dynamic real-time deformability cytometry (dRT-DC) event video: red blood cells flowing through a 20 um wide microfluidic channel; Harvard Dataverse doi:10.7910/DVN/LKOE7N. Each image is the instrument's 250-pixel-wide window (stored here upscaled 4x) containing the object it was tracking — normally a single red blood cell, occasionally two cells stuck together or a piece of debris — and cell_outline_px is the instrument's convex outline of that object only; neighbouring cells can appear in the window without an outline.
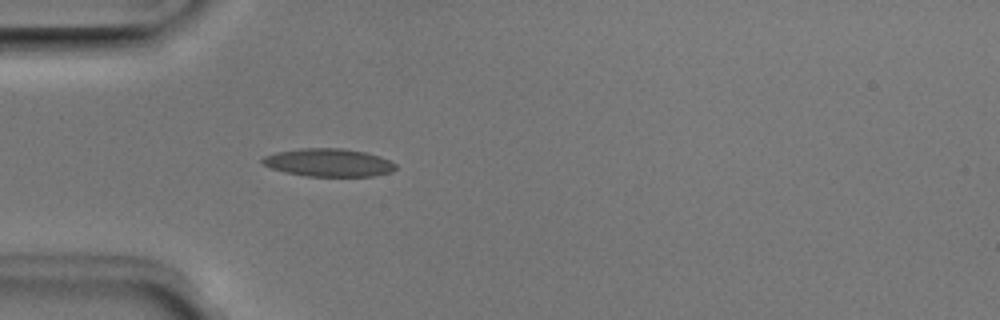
{"species": "Egyptian fruit bat (a non-hibernating species)", "species_latin": "Rousettus aegyptiacus", "temperature_condition": "room temperature", "stored_images_in_passage": 37, "camera_frame_rate_fps": 3000, "um_per_image_px": 0.085, "animal": {"sex": "male"}, "frame": {"image": 1, "passage_image": 1, "time_ms": 0.0, "image_size_px": [1000, 320], "cell_outline_px": [[396, 168], [392, 172], [372, 176], [308, 176], [284, 172], [272, 168], [264, 164], [260, 160], [264, 156], [276, 152], [300, 148], [340, 148], [364, 152], [380, 156], [396, 164]], "centroid_in_image_um": [27.93, 13.82], "position_along_channel_um": 57.1, "area_um2": 21.62}}
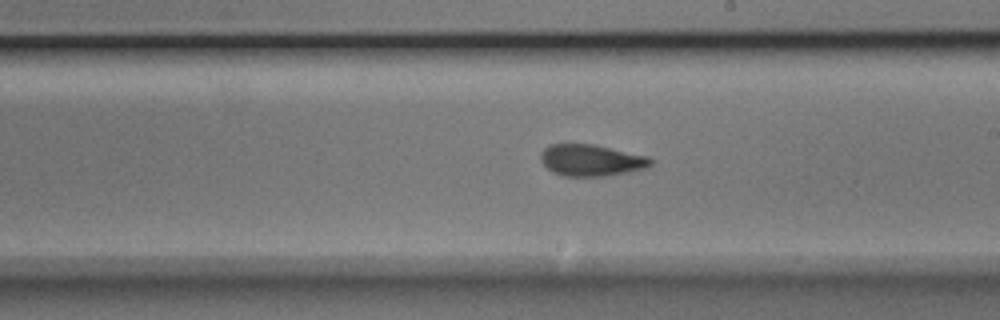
{"frame": {"image": 2, "passage_image": 15, "time_ms": 4.667, "image_size_px": [1000, 320], "cell_outline_px": [[652, 164], [648, 168], [628, 172], [604, 176], [564, 176], [552, 172], [540, 160], [540, 152], [548, 144], [592, 144], [648, 156], [652, 160]], "centroid_in_image_um": [50.24, 13.62], "position_along_channel_um": 238.8, "area_um2": 20.29}}
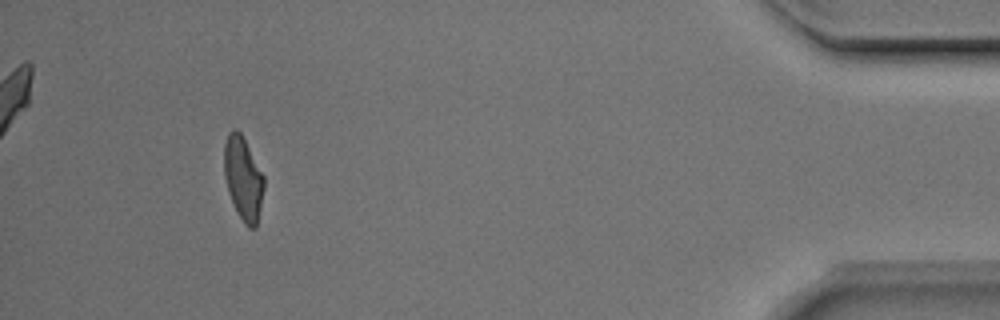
{"frame": {"image": 3, "passage_image": 33, "time_ms": 10.667, "image_size_px": [1000, 320], "cell_outline_px": [[264, 188], [256, 228], [248, 228], [244, 224], [228, 192], [224, 176], [224, 144], [228, 132], [232, 128], [236, 128], [240, 132], [264, 176]], "centroid_in_image_um": [20.66, 15.14], "position_along_channel_um": 414.5, "area_um2": 19.19}, "authors_computed_cell_mechanics": {"area_um2": 19.941, "velocity_mm_per_s": 3.9938, "shape_relaxation_time_tau1_ms": null, "shape_relaxation_time_tau2_ms": 1.9773, "deformation_change_tau1": null, "deformation_change_tau2": 0.0825}}